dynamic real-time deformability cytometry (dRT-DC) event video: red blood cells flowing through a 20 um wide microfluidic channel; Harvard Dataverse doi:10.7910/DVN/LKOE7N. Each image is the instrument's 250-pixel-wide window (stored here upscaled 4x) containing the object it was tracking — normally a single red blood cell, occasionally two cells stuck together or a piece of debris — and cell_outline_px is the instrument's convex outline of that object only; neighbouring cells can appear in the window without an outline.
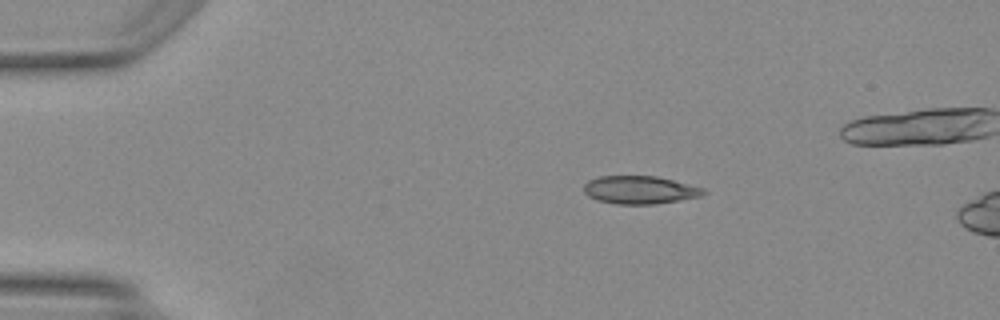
{"species": "Egyptian fruit bat (a non-hibernating species)", "species_latin": "Rousettus aegyptiacus", "temperature_condition": "warm", "stored_images_in_passage": 6, "camera_frame_rate_fps": 3000, "um_per_image_px": 0.085, "animal": {"sex": "female"}, "frame": {"image": 1, "passage_image": 1, "time_ms": 0.0, "image_size_px": [1000, 320], "cell_outline_px": [[708, 192], [700, 196], [656, 204], [616, 204], [596, 200], [588, 196], [584, 192], [584, 184], [588, 180], [600, 176], [656, 176], [704, 188]], "centroid_in_image_um": [54.36, 16.14], "position_along_channel_um": 30.6, "area_um2": 19.48}}